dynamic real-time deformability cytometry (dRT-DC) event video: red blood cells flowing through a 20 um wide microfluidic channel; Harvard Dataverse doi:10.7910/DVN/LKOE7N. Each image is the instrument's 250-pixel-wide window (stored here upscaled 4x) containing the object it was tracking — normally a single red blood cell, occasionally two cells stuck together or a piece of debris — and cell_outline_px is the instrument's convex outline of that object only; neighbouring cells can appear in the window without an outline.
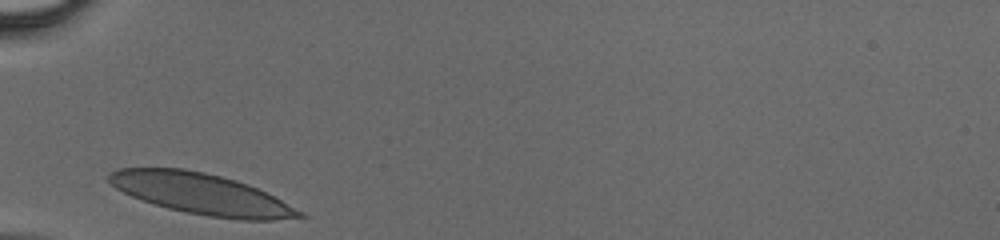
{"species": "human", "species_latin": "Homo sapiens", "temperature_condition": "cold", "stored_images_in_passage": 23, "camera_frame_rate_fps": 3000, "um_per_image_px": 0.085, "donor": {"sex": "male"}, "frame": {"image": 1, "passage_image": 1, "time_ms": 0.0, "image_size_px": [1000, 240], "cell_outline_px": [[308, 216], [272, 220], [240, 220], [208, 216], [168, 208], [132, 196], [116, 188], [108, 180], [108, 172], [120, 168], [184, 168], [204, 172], [236, 180], [248, 184], [304, 212]], "centroid_in_image_um": [17.11, 16.47], "position_along_channel_um": 67.9, "area_um2": 44.85}}
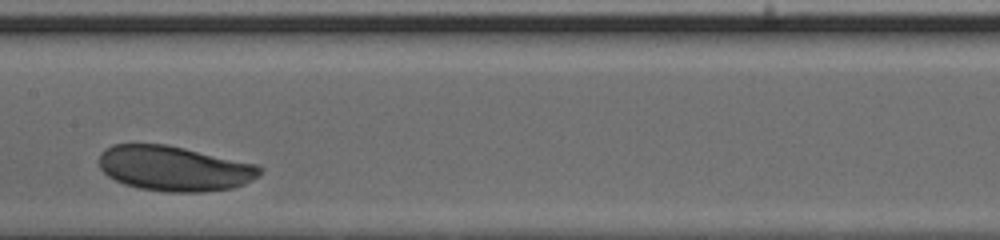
{"frame": {"image": 2, "passage_image": 10, "time_ms": 3.0, "image_size_px": [1000, 240], "cell_outline_px": [[264, 168], [252, 180], [244, 184], [232, 188], [200, 192], [168, 192], [140, 188], [124, 184], [108, 176], [100, 168], [100, 152], [104, 148], [112, 144], [168, 144], [256, 164]], "centroid_in_image_um": [14.8, 14.31], "position_along_channel_um": 192.6, "area_um2": 42.19}}
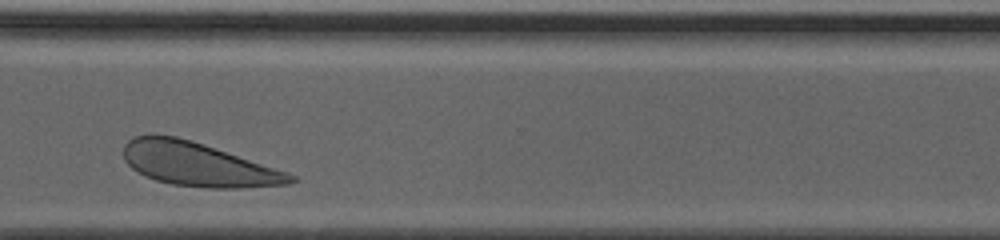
{"frame": {"image": 3, "passage_image": 21, "time_ms": 6.667, "image_size_px": [1000, 240], "cell_outline_px": [[300, 180], [288, 184], [240, 188], [204, 188], [172, 184], [156, 180], [144, 176], [132, 168], [124, 160], [124, 144], [128, 140], [136, 136], [148, 132], [176, 136], [204, 144], [288, 172], [296, 176]], "centroid_in_image_um": [16.81, 13.96], "position_along_channel_um": 353.8, "area_um2": 42.83}}